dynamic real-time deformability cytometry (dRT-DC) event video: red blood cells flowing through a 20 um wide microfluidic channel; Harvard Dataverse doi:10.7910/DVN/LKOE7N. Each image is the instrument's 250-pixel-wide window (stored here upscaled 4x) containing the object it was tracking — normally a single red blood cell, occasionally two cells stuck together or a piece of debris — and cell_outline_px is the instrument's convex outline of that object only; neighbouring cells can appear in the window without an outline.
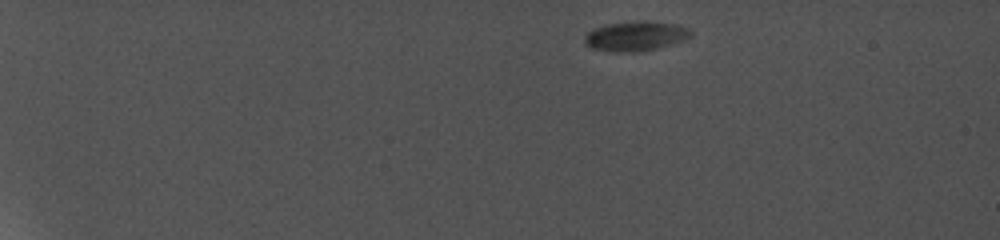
{"species": "common noctule bat (a hibernating species)", "species_latin": "Nyctalus noctula", "temperature_condition": "cold", "stored_images_in_passage": 10, "camera_frame_rate_fps": 5000, "um_per_image_px": 0.085, "animal": {"sex": "female", "body_mass_g": 19.0, "forearm_length_mm": 56.7}, "frame": {"image": 1, "passage_image": 1, "time_ms": 0.0, "image_size_px": [1000, 240], "cell_outline_px": [[692, 36], [684, 40], [672, 44], [656, 48], [636, 52], [608, 52], [592, 48], [584, 44], [584, 36], [592, 28], [604, 24], [644, 20], [652, 20], [676, 24], [688, 28], [692, 32]], "centroid_in_image_um": [54.0, 3.06], "position_along_channel_um": 31.0, "area_um2": 18.79}}
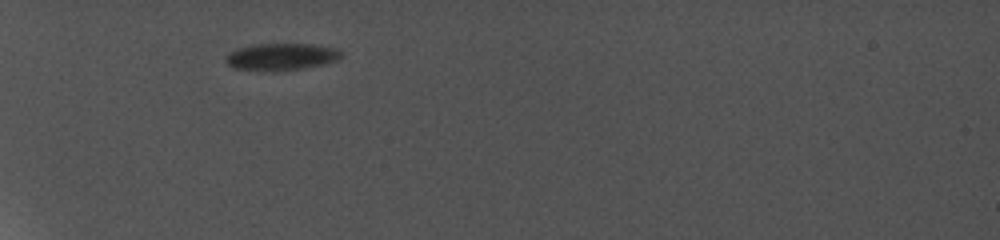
{"frame": {"image": 2, "passage_image": 5, "time_ms": 3.6, "image_size_px": [1000, 240], "cell_outline_px": [[344, 56], [336, 60], [324, 64], [304, 68], [272, 72], [264, 72], [232, 68], [224, 60], [224, 56], [228, 52], [236, 48], [256, 44], [308, 44], [340, 48], [344, 52]], "centroid_in_image_um": [23.89, 4.83], "position_along_channel_um": 61.1, "area_um2": 18.79}}
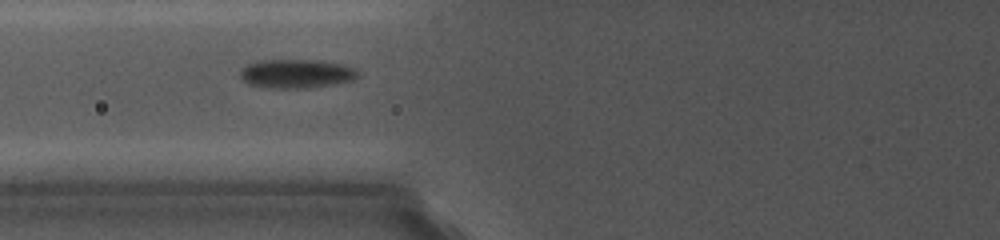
{"frame": {"image": 3, "passage_image": 7, "time_ms": 5.4, "image_size_px": [1000, 240], "cell_outline_px": [[360, 76], [352, 80], [332, 84], [288, 88], [252, 84], [244, 80], [240, 76], [240, 68], [256, 60], [320, 60], [344, 64], [356, 68], [360, 72]], "centroid_in_image_um": [25.25, 6.21], "position_along_channel_um": 100.6, "area_um2": 19.42}}